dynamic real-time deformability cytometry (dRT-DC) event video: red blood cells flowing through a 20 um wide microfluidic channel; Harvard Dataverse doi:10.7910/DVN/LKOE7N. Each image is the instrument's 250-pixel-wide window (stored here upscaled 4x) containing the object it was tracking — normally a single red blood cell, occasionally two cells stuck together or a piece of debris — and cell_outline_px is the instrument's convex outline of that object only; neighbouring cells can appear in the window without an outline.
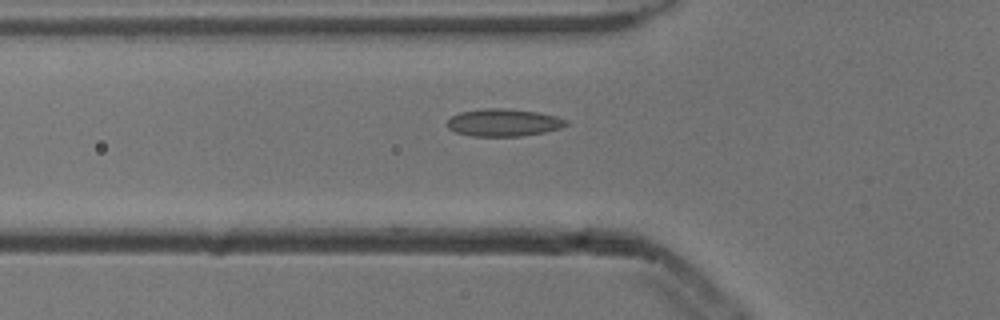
{"species": "common noctule bat (a hibernating species)", "species_latin": "Nyctalus noctula", "temperature_condition": "cold", "stored_images_in_passage": 8, "camera_frame_rate_fps": 3000, "um_per_image_px": 0.085, "animal": {"sex": "male", "body_mass_g": 13.3}, "frame": {"image": 1, "passage_image": 7, "time_ms": 2.0, "image_size_px": [1000, 320], "cell_outline_px": [[568, 124], [560, 128], [544, 132], [520, 136], [472, 136], [456, 132], [448, 128], [444, 124], [452, 116], [460, 112], [484, 108], [508, 108], [536, 112], [556, 116], [568, 120]], "centroid_in_image_um": [42.78, 10.41], "position_along_channel_um": 83.0, "area_um2": 19.07}}